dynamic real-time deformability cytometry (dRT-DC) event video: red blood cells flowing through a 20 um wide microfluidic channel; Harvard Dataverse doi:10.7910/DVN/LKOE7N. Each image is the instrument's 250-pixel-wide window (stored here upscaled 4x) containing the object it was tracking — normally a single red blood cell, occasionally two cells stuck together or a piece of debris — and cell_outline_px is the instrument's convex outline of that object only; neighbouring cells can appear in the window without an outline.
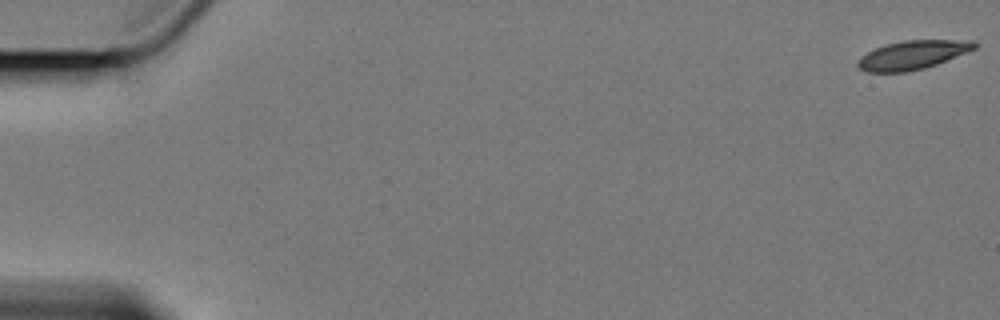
{"species": "Egyptian fruit bat (a non-hibernating species)", "species_latin": "Rousettus aegyptiacus", "temperature_condition": "cold", "stored_images_in_passage": 5, "camera_frame_rate_fps": 3000, "um_per_image_px": 0.085, "animal": {"sex": "female"}, "frame": {"image": 1, "passage_image": 1, "time_ms": 0.0, "image_size_px": [1000, 320], "cell_outline_px": [[980, 44], [976, 48], [968, 52], [936, 64], [924, 68], [908, 72], [868, 72], [860, 68], [856, 64], [856, 60], [860, 56], [876, 48], [888, 44], [904, 40], [976, 40]], "centroid_in_image_um": [77.61, 4.66], "position_along_channel_um": 7.4, "area_um2": 19.65}}